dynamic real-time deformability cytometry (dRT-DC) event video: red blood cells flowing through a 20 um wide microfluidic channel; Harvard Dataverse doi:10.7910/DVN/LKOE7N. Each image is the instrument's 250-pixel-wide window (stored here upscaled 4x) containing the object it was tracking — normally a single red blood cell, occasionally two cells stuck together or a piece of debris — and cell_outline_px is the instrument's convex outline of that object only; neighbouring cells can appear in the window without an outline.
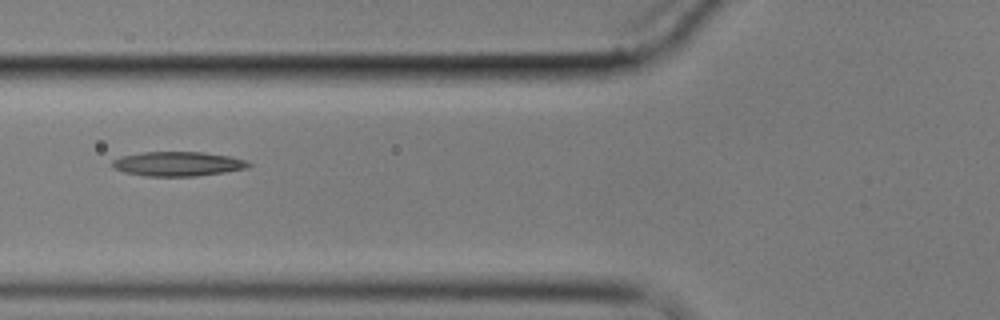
{"species": "common noctule bat (a hibernating species)", "species_latin": "Nyctalus noctula", "temperature_condition": "cold", "stored_images_in_passage": 5, "camera_frame_rate_fps": 3000, "um_per_image_px": 0.085, "animal": {"sex": "male", "body_mass_g": 17.9}, "frame": {"image": 1, "passage_image": 3, "time_ms": 2.333, "image_size_px": [1000, 320], "cell_outline_px": [[252, 164], [248, 168], [224, 172], [196, 176], [144, 176], [124, 172], [112, 168], [112, 160], [120, 156], [144, 152], [204, 152], [228, 156], [244, 160]], "centroid_in_image_um": [15.08, 13.93], "position_along_channel_um": 110.7, "area_um2": 19.42}}
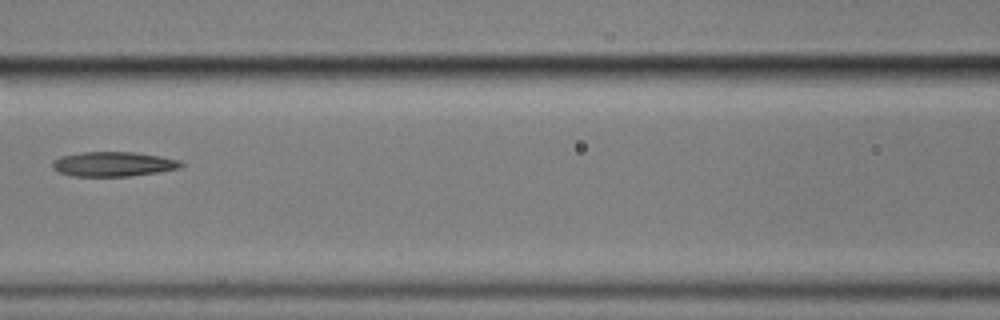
{"frame": {"image": 2, "passage_image": 4, "time_ms": 3.667, "image_size_px": [1000, 320], "cell_outline_px": [[184, 164], [180, 168], [132, 176], [72, 176], [60, 172], [52, 168], [52, 160], [60, 156], [84, 152], [132, 152], [160, 156], [180, 160]], "centroid_in_image_um": [9.61, 13.94], "position_along_channel_um": 157.0, "area_um2": 18.44}}
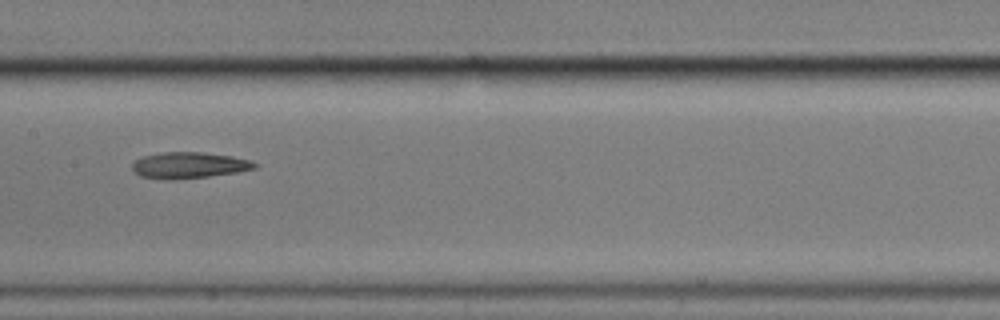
{"frame": {"image": 3, "passage_image": 5, "time_ms": 4.667, "image_size_px": [1000, 320], "cell_outline_px": [[260, 164], [256, 168], [236, 172], [208, 176], [176, 180], [164, 180], [140, 176], [132, 168], [132, 164], [136, 160], [144, 156], [164, 152], [200, 152], [232, 156], [252, 160]], "centroid_in_image_um": [16.1, 14.05], "position_along_channel_um": 191.3, "area_um2": 18.73}}